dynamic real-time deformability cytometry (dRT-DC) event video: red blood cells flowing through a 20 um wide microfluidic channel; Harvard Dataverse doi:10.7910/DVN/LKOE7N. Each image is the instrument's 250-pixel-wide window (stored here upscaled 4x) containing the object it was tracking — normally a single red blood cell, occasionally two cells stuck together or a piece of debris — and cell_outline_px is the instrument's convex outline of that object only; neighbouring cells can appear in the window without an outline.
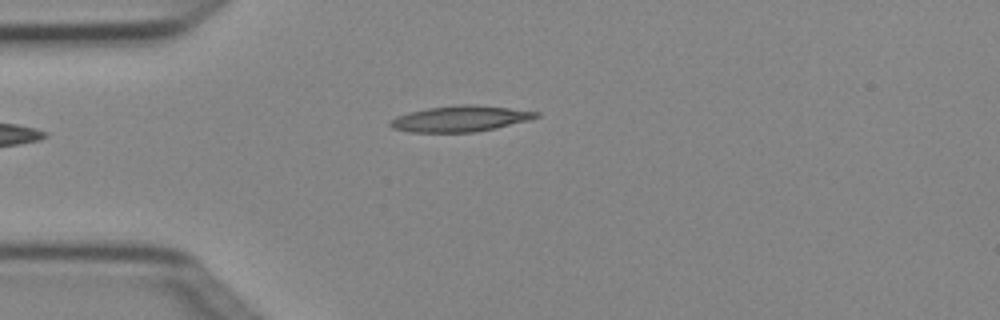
{"species": "Egyptian fruit bat (a non-hibernating species)", "species_latin": "Rousettus aegyptiacus", "temperature_condition": "cold", "stored_images_in_passage": 4, "camera_frame_rate_fps": 3000, "um_per_image_px": 0.085, "animal": {"sex": "female"}, "frame": {"image": 1, "passage_image": 4, "time_ms": 1.0, "image_size_px": [1000, 320], "cell_outline_px": [[540, 116], [528, 120], [496, 128], [476, 132], [412, 132], [392, 128], [388, 124], [396, 116], [408, 112], [428, 108], [460, 104], [472, 104], [508, 108], [540, 112]], "centroid_in_image_um": [39.12, 10.09], "position_along_channel_um": 45.9, "area_um2": 21.91}}